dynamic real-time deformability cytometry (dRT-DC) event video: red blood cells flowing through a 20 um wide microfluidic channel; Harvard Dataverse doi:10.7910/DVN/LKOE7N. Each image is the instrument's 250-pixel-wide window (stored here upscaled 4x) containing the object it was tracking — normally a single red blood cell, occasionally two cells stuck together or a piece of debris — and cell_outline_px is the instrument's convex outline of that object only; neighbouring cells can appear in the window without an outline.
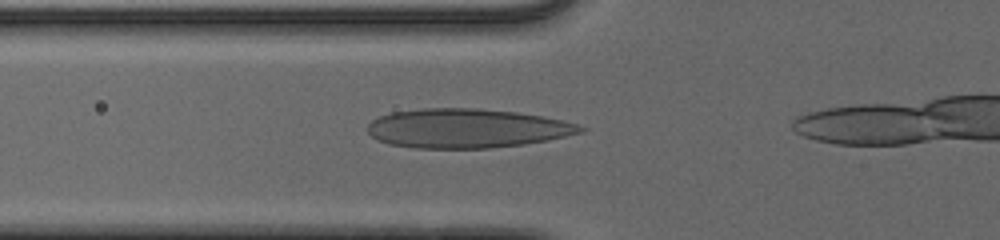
{"species": "human", "species_latin": "Homo sapiens", "temperature_condition": "cold", "stored_images_in_passage": 18, "camera_frame_rate_fps": 3000, "um_per_image_px": 0.085, "donor": {"sex": "male"}, "frame": {"image": 1, "passage_image": 13, "time_ms": 4.0, "image_size_px": [1000, 240], "cell_outline_px": [[588, 128], [584, 132], [548, 140], [524, 144], [488, 148], [416, 148], [388, 144], [376, 140], [364, 128], [372, 120], [380, 116], [392, 112], [424, 108], [476, 108], [516, 112], [540, 116], [560, 120], [576, 124]], "centroid_in_image_um": [39.64, 10.91], "position_along_channel_um": 86.2, "area_um2": 48.67}}
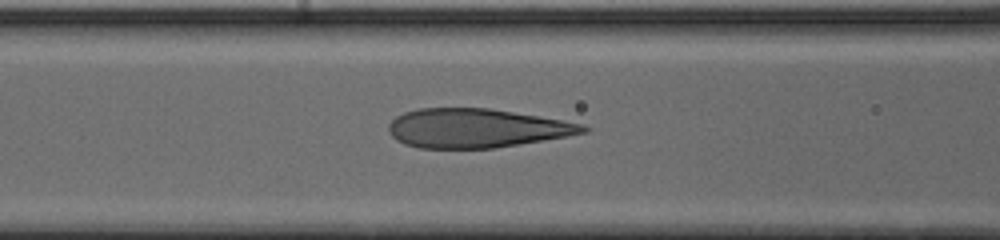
{"frame": {"image": 2, "passage_image": 16, "time_ms": 5.0, "image_size_px": [1000, 240], "cell_outline_px": [[592, 128], [588, 132], [568, 136], [492, 148], [420, 148], [404, 144], [396, 140], [388, 132], [388, 124], [396, 116], [404, 112], [420, 108], [488, 108], [584, 124]], "centroid_in_image_um": [40.46, 10.9], "position_along_channel_um": 126.1, "area_um2": 43.99}}